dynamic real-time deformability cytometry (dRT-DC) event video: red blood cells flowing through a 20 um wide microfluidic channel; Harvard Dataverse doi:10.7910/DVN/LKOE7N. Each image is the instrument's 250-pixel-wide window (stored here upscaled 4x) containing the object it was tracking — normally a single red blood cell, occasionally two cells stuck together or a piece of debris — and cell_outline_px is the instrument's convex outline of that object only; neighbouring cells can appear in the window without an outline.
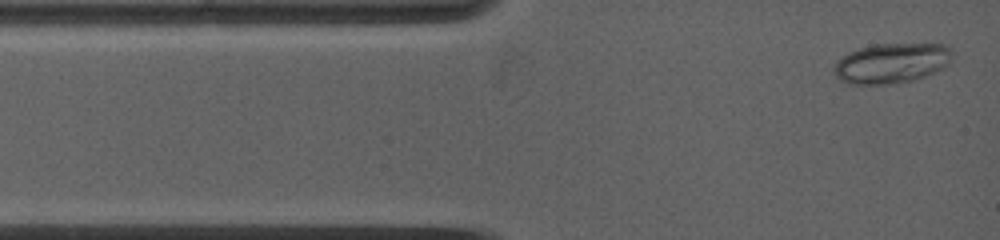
{"species": "common noctule bat (a hibernating species)", "species_latin": "Nyctalus noctula", "temperature_condition": "warm", "stored_images_in_passage": 4, "camera_frame_rate_fps": 5000, "um_per_image_px": 0.085, "animal": {"sex": "female", "body_mass_g": 19.0, "forearm_length_mm": 53.3}, "frame": {"image": 1, "passage_image": 1, "time_ms": 0.0, "image_size_px": [1000, 240], "cell_outline_px": [[952, 48], [948, 64], [944, 68], [936, 72], [912, 80], [896, 84], [848, 84], [840, 80], [836, 76], [832, 68], [848, 52], [860, 48], [876, 44], [948, 44]], "centroid_in_image_um": [75.8, 5.37], "position_along_channel_um": 9.2, "area_um2": 27.63}}